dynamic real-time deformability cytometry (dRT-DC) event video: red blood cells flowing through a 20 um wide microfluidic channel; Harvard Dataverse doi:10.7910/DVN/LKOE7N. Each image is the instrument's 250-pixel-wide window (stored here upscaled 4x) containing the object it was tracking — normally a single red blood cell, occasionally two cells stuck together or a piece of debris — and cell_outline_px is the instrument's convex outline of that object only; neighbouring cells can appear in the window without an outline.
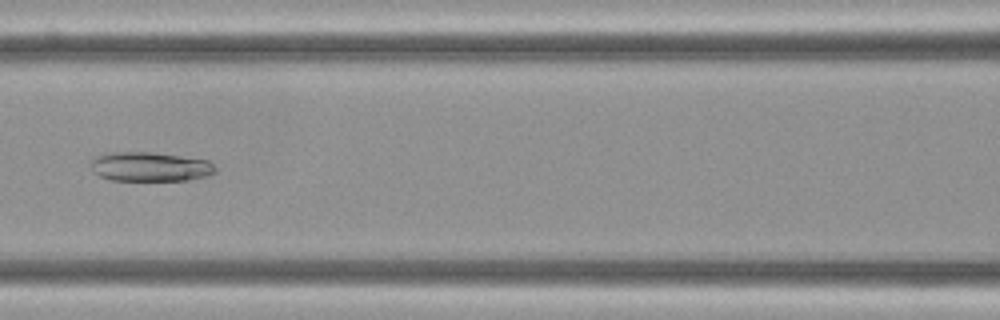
{"species": "Egyptian fruit bat (a non-hibernating species)", "species_latin": "Rousettus aegyptiacus", "temperature_condition": "cold", "stored_images_in_passage": 11, "camera_frame_rate_fps": 3000, "um_per_image_px": 0.085, "frame": {"image": 1, "passage_image": 4, "time_ms": 1.0, "image_size_px": [1000, 320], "cell_outline_px": [[216, 172], [208, 176], [188, 180], [112, 180], [100, 176], [92, 172], [88, 164], [88, 160], [104, 152], [152, 152], [208, 160], [216, 168]], "centroid_in_image_um": [12.68, 14.16], "position_along_channel_um": 153.9, "area_um2": 21.62}}
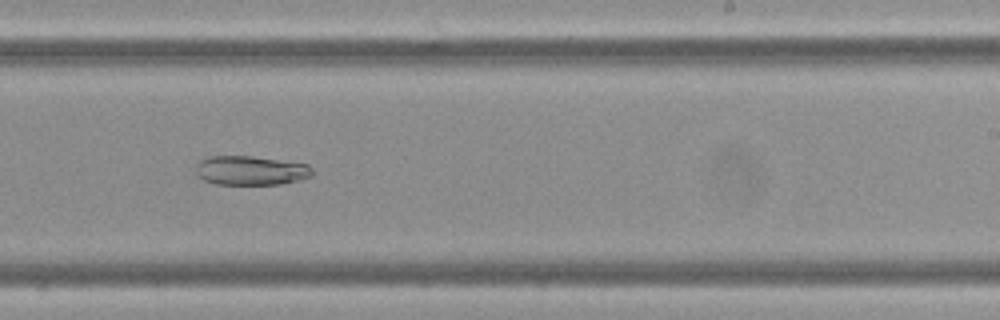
{"frame": {"image": 2, "passage_image": 7, "time_ms": 2.0, "image_size_px": [1000, 320], "cell_outline_px": [[312, 176], [300, 180], [280, 184], [216, 184], [204, 180], [196, 172], [196, 168], [200, 160], [208, 156], [252, 156], [308, 164], [312, 168]], "centroid_in_image_um": [21.33, 14.49], "position_along_channel_um": 267.7, "area_um2": 19.77}}
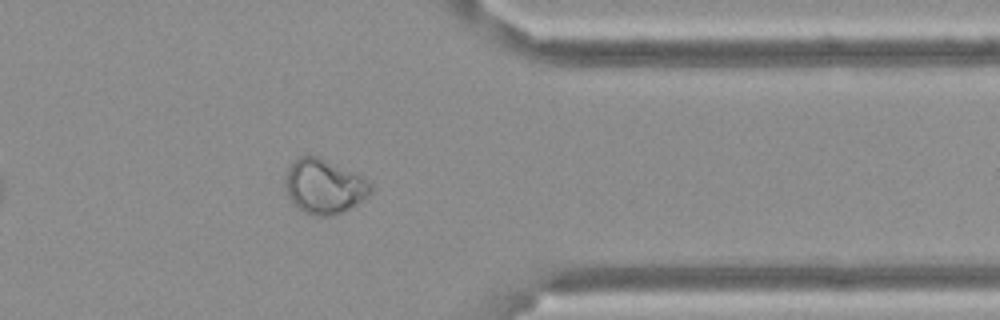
{"frame": {"image": 3, "passage_image": 10, "time_ms": 3.0, "image_size_px": [1000, 320], "cell_outline_px": [[372, 192], [356, 204], [340, 212], [328, 216], [316, 216], [304, 212], [296, 208], [288, 196], [284, 184], [284, 176], [288, 164], [300, 156], [316, 156], [356, 172], [368, 180], [372, 184]], "centroid_in_image_um": [27.51, 15.83], "position_along_channel_um": 383.9, "area_um2": 27.34}}